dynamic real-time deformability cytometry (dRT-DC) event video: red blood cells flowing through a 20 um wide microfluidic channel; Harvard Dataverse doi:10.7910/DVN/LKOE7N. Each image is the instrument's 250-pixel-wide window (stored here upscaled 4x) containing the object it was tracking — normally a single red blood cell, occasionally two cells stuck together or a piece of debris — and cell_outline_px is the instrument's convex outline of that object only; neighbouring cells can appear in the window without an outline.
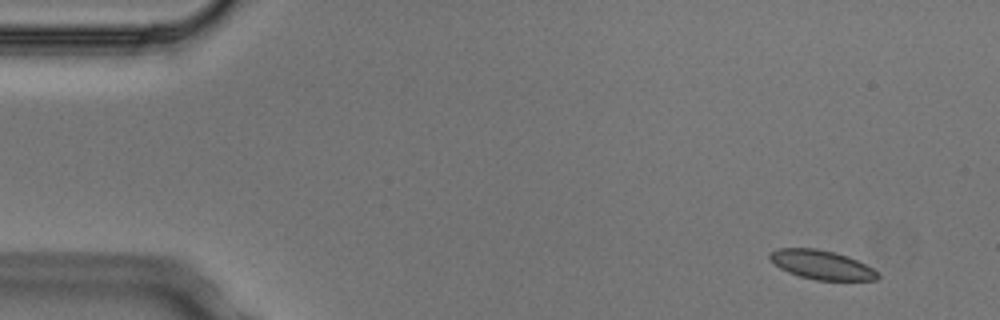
{"species": "Egyptian fruit bat (a non-hibernating species)", "species_latin": "Rousettus aegyptiacus", "temperature_condition": "cold", "stored_images_in_passage": 3, "camera_frame_rate_fps": 3000, "um_per_image_px": 0.085, "animal": {"sex": "male"}, "frame": {"image": 1, "passage_image": 1, "time_ms": 0.0, "image_size_px": [1000, 320], "cell_outline_px": [[880, 276], [876, 280], [816, 280], [800, 276], [788, 272], [780, 268], [768, 260], [768, 252], [776, 248], [816, 248], [848, 256], [880, 272]], "centroid_in_image_um": [69.79, 22.5], "position_along_channel_um": 15.2, "area_um2": 18.38}}
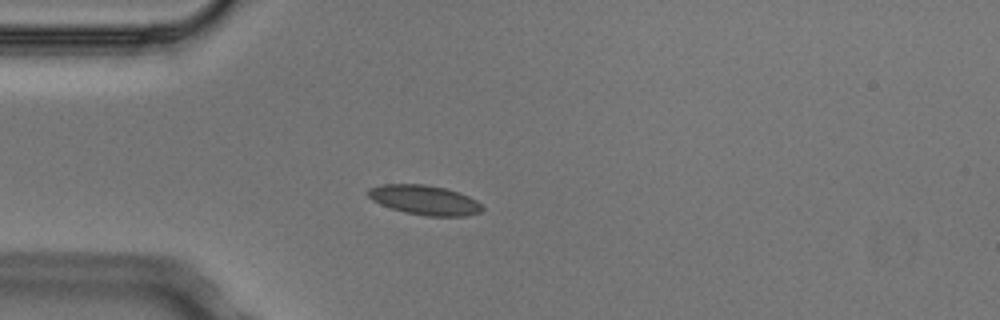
{"frame": {"image": 2, "passage_image": 3, "time_ms": 0.667, "image_size_px": [1000, 320], "cell_outline_px": [[484, 208], [480, 212], [464, 216], [424, 216], [404, 212], [380, 204], [372, 200], [368, 196], [368, 188], [380, 184], [424, 184], [444, 188], [460, 192], [476, 200]], "centroid_in_image_um": [36.07, 17.0], "position_along_channel_um": 48.9, "area_um2": 19.71}}